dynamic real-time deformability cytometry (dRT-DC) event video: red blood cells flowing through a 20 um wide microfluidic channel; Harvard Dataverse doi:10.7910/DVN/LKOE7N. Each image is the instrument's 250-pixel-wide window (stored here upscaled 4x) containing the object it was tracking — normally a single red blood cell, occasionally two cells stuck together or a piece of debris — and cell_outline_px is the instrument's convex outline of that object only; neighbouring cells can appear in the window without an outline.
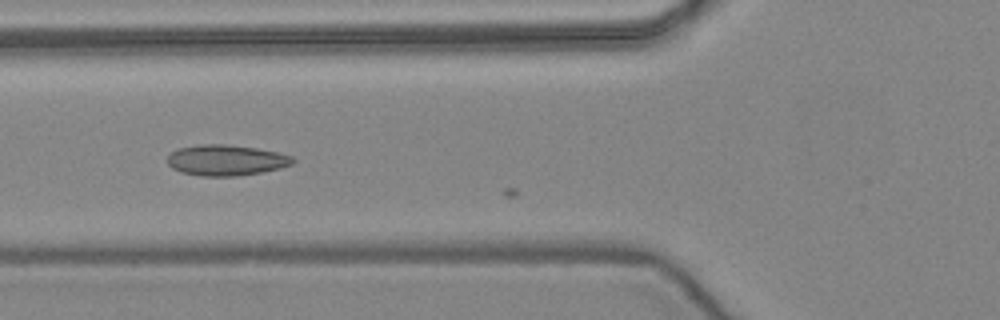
{"species": "common noctule bat (a hibernating species)", "species_latin": "Nyctalus noctula", "temperature_condition": "warm", "stored_images_in_passage": 8, "camera_frame_rate_fps": 3000, "um_per_image_px": 0.085, "animal": {"sex": "female", "body_mass_g": 24.6, "forearm_length_mm": 56.2}, "frame": {"image": 1, "passage_image": 7, "time_ms": 2.0, "image_size_px": [1000, 320], "cell_outline_px": [[296, 160], [292, 164], [280, 168], [260, 172], [236, 176], [200, 176], [180, 172], [172, 168], [168, 164], [168, 156], [176, 148], [200, 144], [224, 144], [256, 148], [276, 152], [292, 156]], "centroid_in_image_um": [19.19, 13.61], "position_along_channel_um": 106.6, "area_um2": 22.48}}